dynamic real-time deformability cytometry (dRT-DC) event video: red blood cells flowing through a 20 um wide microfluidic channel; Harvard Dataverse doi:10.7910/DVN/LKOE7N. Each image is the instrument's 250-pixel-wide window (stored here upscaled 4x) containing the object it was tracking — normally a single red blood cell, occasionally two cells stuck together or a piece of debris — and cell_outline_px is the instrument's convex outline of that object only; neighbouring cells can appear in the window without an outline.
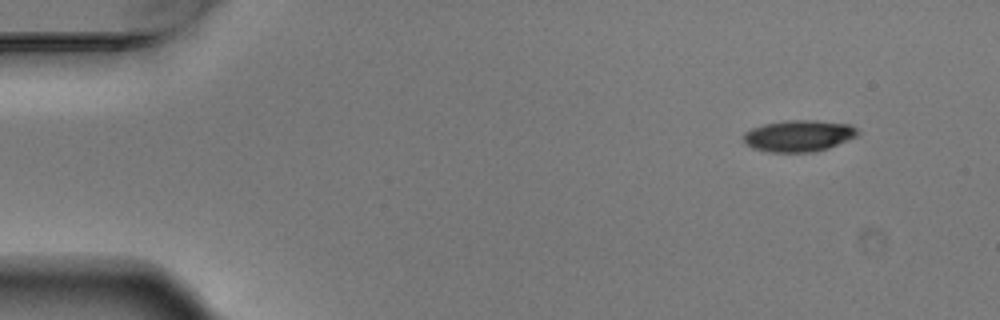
{"species": "Egyptian fruit bat (a non-hibernating species)", "species_latin": "Rousettus aegyptiacus", "temperature_condition": "warm", "stored_images_in_passage": 3, "camera_frame_rate_fps": 3000, "um_per_image_px": 0.085, "animal": {"sex": "male"}, "frame": {"image": 1, "passage_image": 1, "time_ms": 0.0, "image_size_px": [1000, 320], "cell_outline_px": [[860, 132], [856, 136], [828, 148], [812, 152], [768, 152], [752, 148], [744, 140], [744, 132], [752, 128], [764, 124], [788, 120], [816, 120], [852, 124]], "centroid_in_image_um": [67.91, 11.54], "position_along_channel_um": 17.1, "area_um2": 20.92}}
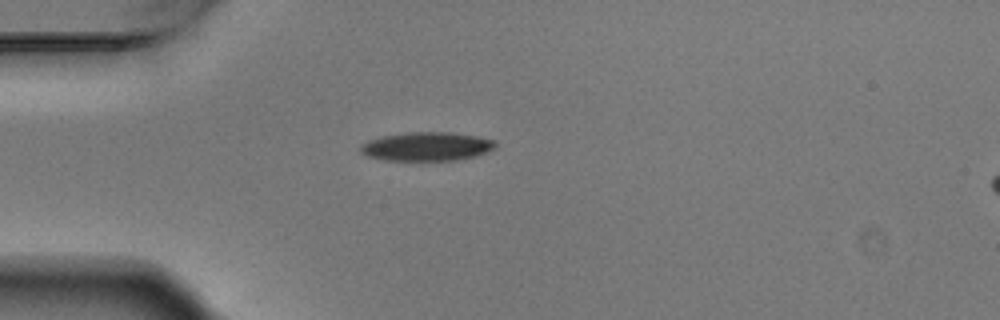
{"frame": {"image": 2, "passage_image": 3, "time_ms": 0.667, "image_size_px": [1000, 320], "cell_outline_px": [[496, 148], [488, 152], [476, 156], [456, 160], [384, 160], [368, 156], [360, 152], [360, 144], [368, 140], [380, 136], [408, 132], [452, 132], [480, 136], [496, 140]], "centroid_in_image_um": [36.3, 12.44], "position_along_channel_um": 48.7, "area_um2": 22.95}}